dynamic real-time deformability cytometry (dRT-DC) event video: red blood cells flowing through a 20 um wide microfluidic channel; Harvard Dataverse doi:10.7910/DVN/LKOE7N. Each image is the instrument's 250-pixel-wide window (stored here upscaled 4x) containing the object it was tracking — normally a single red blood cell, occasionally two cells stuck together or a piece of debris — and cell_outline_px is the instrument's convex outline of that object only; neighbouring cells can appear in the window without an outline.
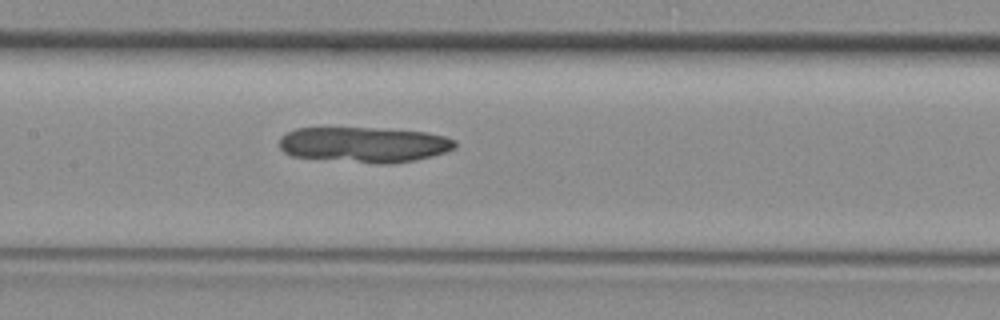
{"species": "common noctule bat (a hibernating species)", "species_latin": "Nyctalus noctula", "temperature_condition": "room temperature", "stored_images_in_passage": 27, "camera_frame_rate_fps": 3000, "um_per_image_px": 0.085, "animal": {"sex": "female", "body_mass_g": 29.2, "forearm_length_mm": 56.3}, "frame": {"image": 1, "passage_image": 10, "time_ms": 3.0, "image_size_px": [1000, 320], "cell_outline_px": [[456, 148], [432, 156], [416, 160], [392, 164], [376, 164], [292, 156], [284, 152], [280, 148], [280, 136], [296, 128], [372, 128], [428, 132], [444, 136], [456, 140]], "centroid_in_image_um": [30.97, 12.3], "position_along_channel_um": 176.4, "area_um2": 36.41}}
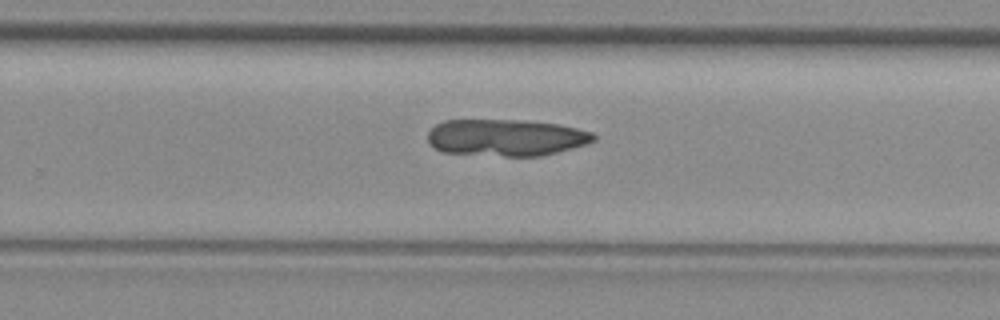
{"frame": {"image": 2, "passage_image": 17, "time_ms": 5.333, "image_size_px": [1000, 320], "cell_outline_px": [[596, 140], [584, 144], [556, 152], [540, 156], [504, 156], [444, 152], [436, 148], [428, 140], [428, 132], [436, 124], [444, 120], [520, 120], [560, 124], [592, 132], [596, 136]], "centroid_in_image_um": [43.01, 11.68], "position_along_channel_um": 286.8, "area_um2": 35.32}}
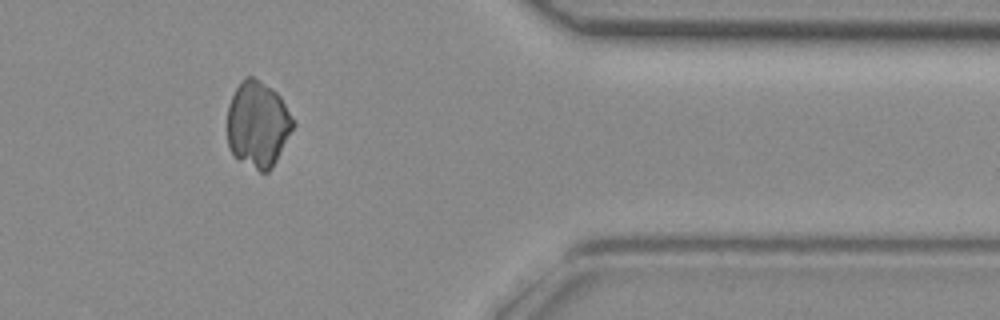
{"frame": {"image": 3, "passage_image": 25, "time_ms": 8.0, "image_size_px": [1000, 320], "cell_outline_px": [[296, 124], [272, 168], [268, 172], [260, 172], [240, 160], [232, 152], [228, 144], [228, 104], [240, 80], [244, 76], [252, 76], [272, 88], [280, 96]], "centroid_in_image_um": [21.92, 10.55], "position_along_channel_um": 389.5, "area_um2": 32.95}}